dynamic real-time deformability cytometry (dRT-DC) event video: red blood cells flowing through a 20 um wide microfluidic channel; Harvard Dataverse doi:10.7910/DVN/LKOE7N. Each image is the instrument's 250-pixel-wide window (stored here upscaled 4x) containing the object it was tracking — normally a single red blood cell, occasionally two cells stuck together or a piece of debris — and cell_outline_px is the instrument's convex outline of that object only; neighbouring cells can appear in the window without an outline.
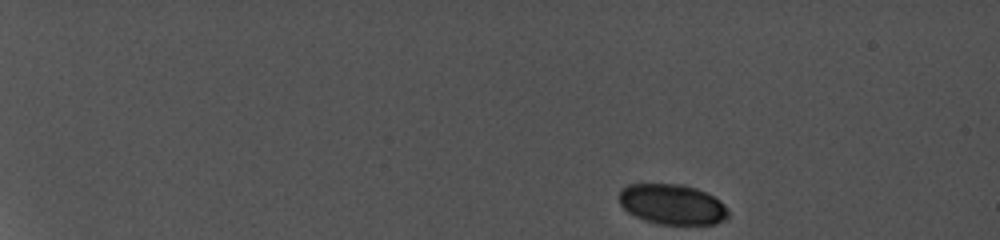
{"species": "common noctule bat (a hibernating species)", "species_latin": "Nyctalus noctula", "temperature_condition": "cold", "stored_images_in_passage": 28, "camera_frame_rate_fps": 5000, "um_per_image_px": 0.085, "animal": {"sex": "female", "body_mass_g": 19.0, "forearm_length_mm": 56.7}, "frame": {"image": 1, "passage_image": 1, "time_ms": 0.0, "image_size_px": [1000, 240], "cell_outline_px": [[728, 216], [724, 220], [716, 224], [660, 224], [644, 220], [628, 212], [620, 204], [620, 188], [628, 184], [684, 184], [696, 188], [720, 200], [724, 204], [728, 212]], "centroid_in_image_um": [57.13, 17.36], "position_along_channel_um": 27.9, "area_um2": 25.61}}
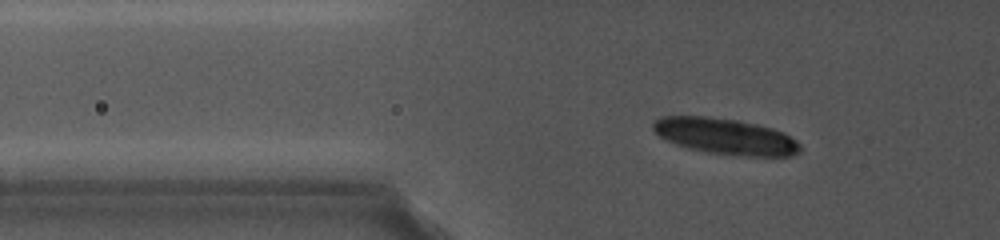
{"frame": {"image": 2, "passage_image": 24, "time_ms": 4.6, "image_size_px": [1000, 240], "cell_outline_px": [[800, 152], [792, 156], [748, 156], [708, 152], [688, 148], [676, 144], [660, 136], [652, 128], [652, 120], [660, 116], [708, 116], [736, 120], [756, 124], [772, 128], [784, 132], [796, 140], [800, 144]], "centroid_in_image_um": [61.65, 11.58], "position_along_channel_um": 64.1, "area_um2": 30.87}}